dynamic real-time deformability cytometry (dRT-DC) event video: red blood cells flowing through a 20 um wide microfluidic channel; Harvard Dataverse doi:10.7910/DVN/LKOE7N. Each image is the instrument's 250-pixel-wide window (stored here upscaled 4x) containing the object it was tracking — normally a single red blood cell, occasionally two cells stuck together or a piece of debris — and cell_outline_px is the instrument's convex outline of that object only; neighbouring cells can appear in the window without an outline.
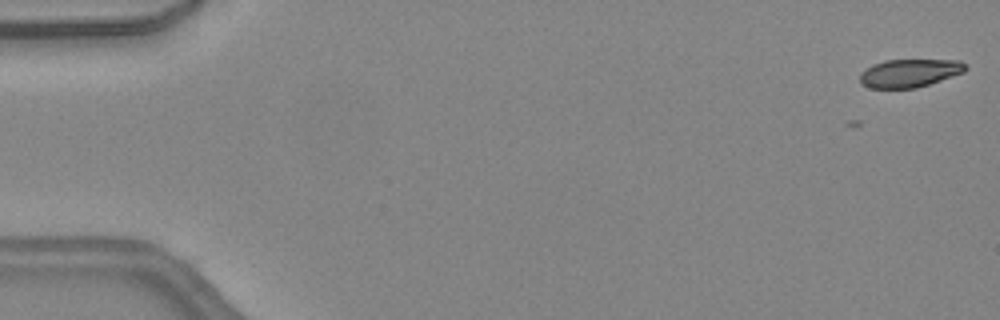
{"species": "common noctule bat (a hibernating species)", "species_latin": "Nyctalus noctula", "temperature_condition": "warm", "stored_images_in_passage": 3, "camera_frame_rate_fps": 3000, "um_per_image_px": 0.085, "animal": {"sex": "female", "body_mass_g": 24.6, "forearm_length_mm": 56.2}, "frame": {"image": 1, "passage_image": 1, "time_ms": 0.0, "image_size_px": [1000, 320], "cell_outline_px": [[968, 68], [964, 72], [916, 88], [872, 88], [860, 84], [860, 72], [872, 64], [884, 60], [960, 60]], "centroid_in_image_um": [77.28, 6.2], "position_along_channel_um": 7.7, "area_um2": 17.28}}